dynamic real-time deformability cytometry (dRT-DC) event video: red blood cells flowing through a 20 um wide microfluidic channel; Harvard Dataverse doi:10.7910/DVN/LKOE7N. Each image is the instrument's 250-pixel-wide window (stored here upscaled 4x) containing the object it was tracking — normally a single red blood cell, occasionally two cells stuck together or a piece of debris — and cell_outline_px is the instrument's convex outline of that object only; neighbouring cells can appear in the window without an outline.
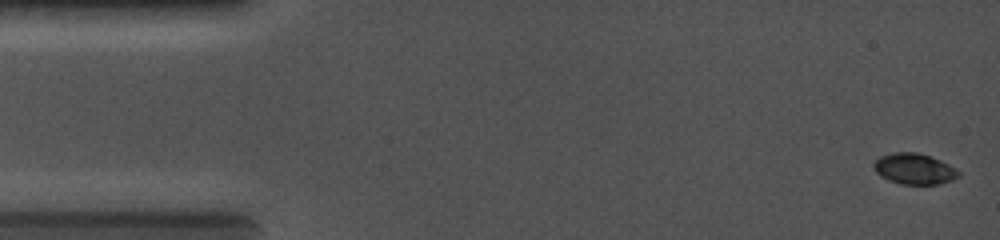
{"species": "common noctule bat (a hibernating species)", "species_latin": "Nyctalus noctula", "temperature_condition": "cold", "stored_images_in_passage": 14, "camera_frame_rate_fps": 5000, "um_per_image_px": 0.085, "animal": {"sex": "female", "body_mass_g": 19.0, "forearm_length_mm": 56.7}, "frame": {"image": 1, "passage_image": 1, "time_ms": 0.0, "image_size_px": [1000, 240], "cell_outline_px": [[960, 176], [952, 180], [936, 184], [900, 184], [888, 180], [880, 176], [876, 172], [872, 164], [880, 156], [892, 152], [916, 152], [940, 160], [956, 168], [960, 172]], "centroid_in_image_um": [77.7, 14.35], "position_along_channel_um": 7.3, "area_um2": 15.26}}
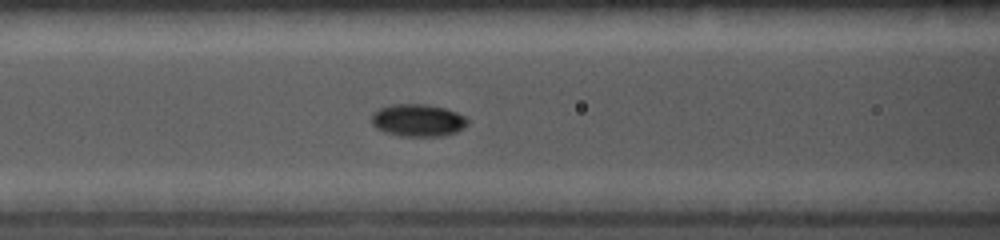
{"frame": {"image": 2, "passage_image": 9, "time_ms": 5.2, "image_size_px": [1000, 240], "cell_outline_px": [[468, 124], [464, 128], [456, 132], [444, 136], [400, 136], [384, 132], [376, 128], [372, 124], [372, 116], [380, 108], [392, 104], [424, 104], [444, 108], [456, 112], [464, 116], [468, 120]], "centroid_in_image_um": [35.54, 10.24], "position_along_channel_um": 131.1, "area_um2": 18.09}}
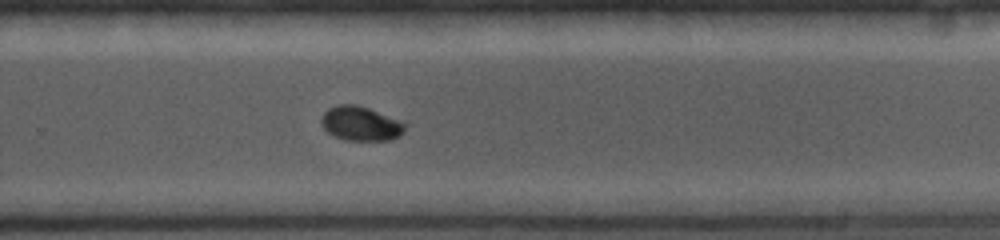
{"frame": {"image": 3, "passage_image": 14, "time_ms": 8.8, "image_size_px": [1000, 240], "cell_outline_px": [[408, 124], [404, 132], [400, 136], [392, 140], [344, 140], [328, 132], [320, 124], [320, 120], [324, 112], [328, 108], [340, 104], [356, 104], [408, 120]], "centroid_in_image_um": [30.76, 10.49], "position_along_channel_um": 299.0, "area_um2": 17.4}}